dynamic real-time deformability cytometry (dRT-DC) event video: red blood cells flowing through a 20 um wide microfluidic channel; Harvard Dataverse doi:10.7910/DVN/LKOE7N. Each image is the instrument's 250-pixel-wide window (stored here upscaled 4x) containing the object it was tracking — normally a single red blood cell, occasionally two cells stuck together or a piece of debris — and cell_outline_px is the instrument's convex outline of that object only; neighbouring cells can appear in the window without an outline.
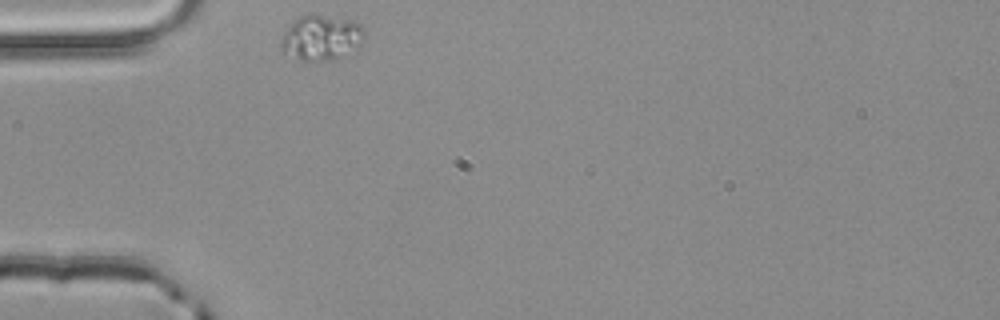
{"species": "common noctule bat (a hibernating species)", "species_latin": "Nyctalus noctula", "temperature_condition": "room temperature", "stored_images_in_passage": 1, "camera_frame_rate_fps": 3000, "um_per_image_px": 0.085, "animal": {"sex": "male", "body_mass_g": 20.4}, "frame": {"image": 1, "passage_image": 1, "time_ms": 0.0, "image_size_px": [1000, 320], "cell_outline_px": [[364, 40], [356, 52], [336, 60], [320, 64], [300, 60], [280, 52], [280, 40], [284, 32], [300, 16], [308, 12], [312, 12], [352, 20], [360, 24], [364, 28]], "centroid_in_image_um": [27.34, 3.25], "position_along_channel_um": 57.7, "area_um2": 23.35}}